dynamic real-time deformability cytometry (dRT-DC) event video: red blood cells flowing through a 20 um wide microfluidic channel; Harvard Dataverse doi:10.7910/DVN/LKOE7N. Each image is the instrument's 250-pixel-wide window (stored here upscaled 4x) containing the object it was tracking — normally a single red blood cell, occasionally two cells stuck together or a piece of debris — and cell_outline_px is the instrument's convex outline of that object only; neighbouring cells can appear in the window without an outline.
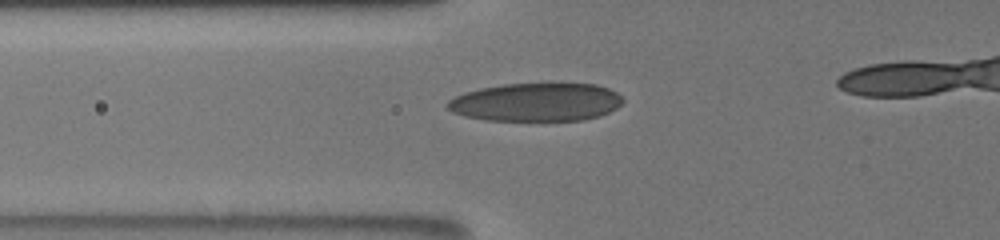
{"species": "human", "species_latin": "Homo sapiens", "temperature_condition": "room temperature", "stored_images_in_passage": 22, "camera_frame_rate_fps": 3000, "um_per_image_px": 0.085, "donor": {"sex": "male"}, "frame": {"image": 1, "passage_image": 13, "time_ms": 4.667, "image_size_px": [1000, 240], "cell_outline_px": [[624, 100], [616, 108], [600, 116], [584, 120], [484, 120], [464, 116], [452, 112], [444, 104], [448, 100], [464, 92], [480, 88], [504, 84], [596, 84], [608, 88], [616, 92]], "centroid_in_image_um": [45.54, 8.69], "position_along_channel_um": 80.3, "area_um2": 39.07}}